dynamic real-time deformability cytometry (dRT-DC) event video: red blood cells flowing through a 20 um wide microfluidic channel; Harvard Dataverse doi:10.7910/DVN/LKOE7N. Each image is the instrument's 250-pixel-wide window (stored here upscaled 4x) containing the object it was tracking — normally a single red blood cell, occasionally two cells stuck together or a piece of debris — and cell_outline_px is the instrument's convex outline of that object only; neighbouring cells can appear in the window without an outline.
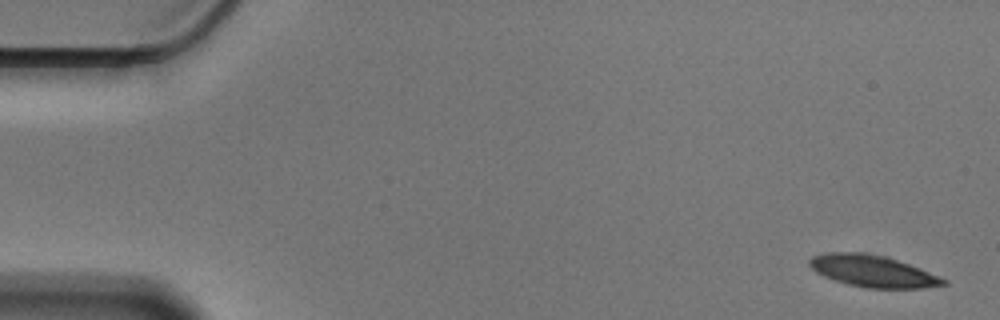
{"species": "Egyptian fruit bat (a non-hibernating species)", "species_latin": "Rousettus aegyptiacus", "temperature_condition": "cold", "stored_images_in_passage": 56, "camera_frame_rate_fps": 3000, "um_per_image_px": 0.085, "animal": {"sex": "male"}, "frame": {"image": 1, "passage_image": 1, "time_ms": 0.0, "image_size_px": [1000, 320], "cell_outline_px": [[948, 284], [924, 288], [864, 288], [848, 284], [824, 276], [816, 272], [808, 264], [808, 260], [812, 256], [824, 252], [860, 252], [884, 256], [920, 268], [948, 280]], "centroid_in_image_um": [74.17, 23.04], "position_along_channel_um": 10.8, "area_um2": 24.74}}
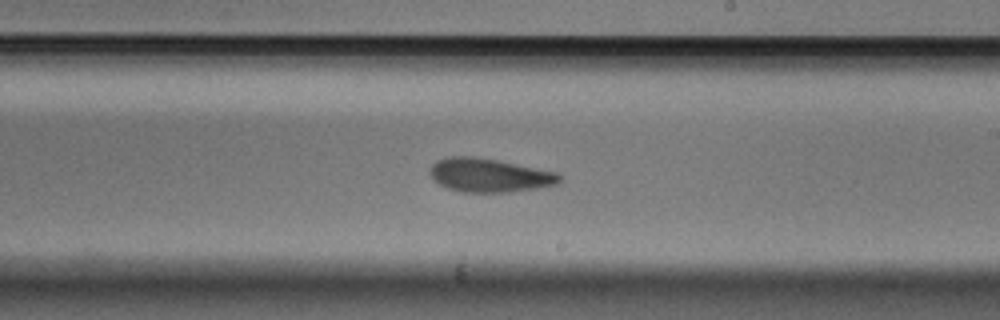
{"frame": {"image": 2, "passage_image": 32, "time_ms": 10.333, "image_size_px": [1000, 320], "cell_outline_px": [[564, 176], [560, 184], [536, 188], [508, 192], [464, 192], [448, 188], [432, 180], [428, 172], [432, 164], [436, 160], [448, 156], [472, 156], [496, 160], [560, 172]], "centroid_in_image_um": [41.62, 14.89], "position_along_channel_um": 247.4, "area_um2": 25.78}}
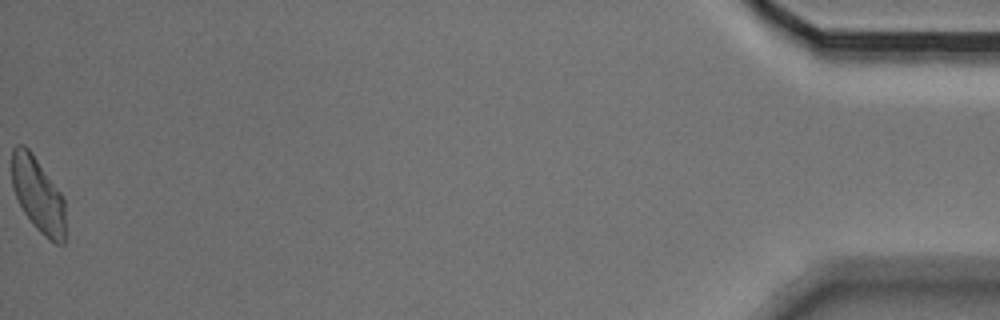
{"frame": {"image": 3, "passage_image": 56, "time_ms": 18.333, "image_size_px": [1000, 320], "cell_outline_px": [[64, 244], [56, 244], [44, 236], [32, 224], [24, 212], [16, 196], [12, 184], [12, 148], [16, 144], [24, 144], [28, 148], [60, 192], [64, 200]], "centroid_in_image_um": [3.21, 16.55], "position_along_channel_um": 432.0, "area_um2": 23.0}, "authors_computed_cell_mechanics": {"area_um2": 25.0274, "velocity_mm_per_s": 3.523, "shape_relaxation_time_tau1_ms": 5.1898, "shape_relaxation_time_tau2_ms": 4.0974, "deformation_change_tau1": 0.1387, "deformation_change_tau2": 0.1153}}